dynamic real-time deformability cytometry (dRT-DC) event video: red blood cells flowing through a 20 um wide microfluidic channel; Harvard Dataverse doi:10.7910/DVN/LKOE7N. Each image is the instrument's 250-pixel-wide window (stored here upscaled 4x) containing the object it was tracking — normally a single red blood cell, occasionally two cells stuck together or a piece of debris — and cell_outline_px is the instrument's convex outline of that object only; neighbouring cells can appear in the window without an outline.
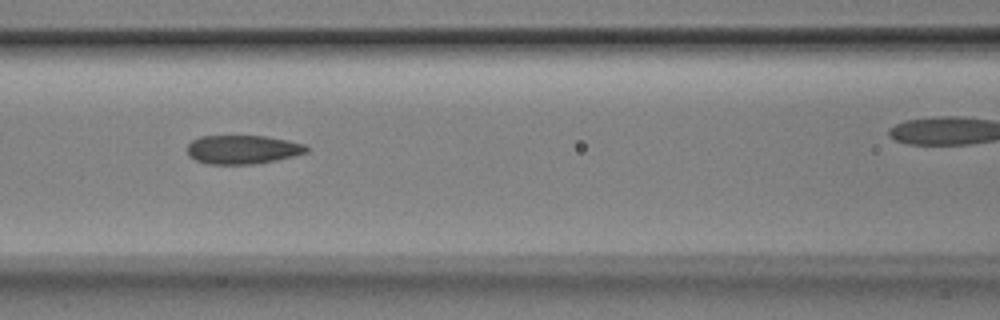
{"species": "Egyptian fruit bat (a non-hibernating species)", "species_latin": "Rousettus aegyptiacus", "temperature_condition": "room temperature", "stored_images_in_passage": 19, "camera_frame_rate_fps": 3000, "um_per_image_px": 0.085, "animal": {"sex": "male"}, "frame": {"image": 1, "passage_image": 6, "time_ms": 1.667, "image_size_px": [1000, 320], "cell_outline_px": [[308, 152], [276, 160], [256, 164], [208, 164], [196, 160], [188, 156], [188, 144], [192, 140], [200, 136], [264, 136], [288, 140], [304, 144], [308, 148]], "centroid_in_image_um": [20.61, 12.71], "position_along_channel_um": 146.0, "area_um2": 20.0}}
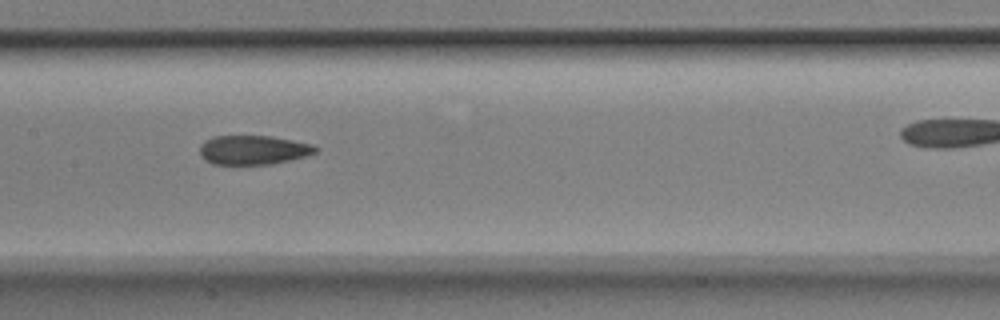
{"frame": {"image": 2, "passage_image": 9, "time_ms": 2.667, "image_size_px": [1000, 320], "cell_outline_px": [[320, 148], [316, 152], [304, 156], [272, 164], [212, 164], [204, 160], [200, 156], [200, 144], [204, 140], [212, 136], [272, 136], [312, 144]], "centroid_in_image_um": [21.49, 12.74], "position_along_channel_um": 185.9, "area_um2": 19.77}}